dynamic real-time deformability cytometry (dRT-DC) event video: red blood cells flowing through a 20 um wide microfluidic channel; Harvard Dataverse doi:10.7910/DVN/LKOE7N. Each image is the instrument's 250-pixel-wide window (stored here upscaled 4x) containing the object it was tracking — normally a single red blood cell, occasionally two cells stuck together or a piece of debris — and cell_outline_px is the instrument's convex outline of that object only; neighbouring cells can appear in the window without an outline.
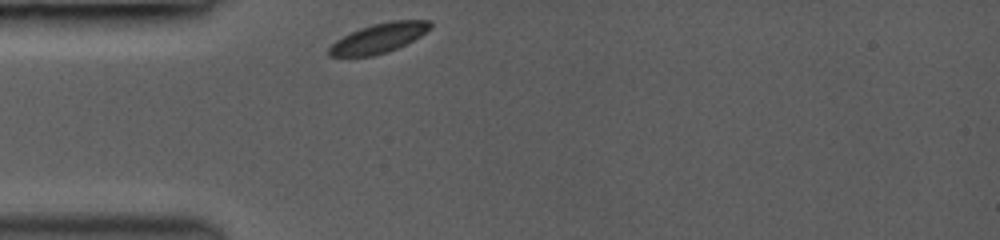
{"species": "common noctule bat (a hibernating species)", "species_latin": "Nyctalus noctula", "temperature_condition": "room temperature", "stored_images_in_passage": 1, "camera_frame_rate_fps": 3000, "um_per_image_px": 0.085, "animal": {"sex": "female", "body_mass_g": 19.0, "forearm_length_mm": 53.3}, "frame": {"image": 1, "passage_image": 1, "time_ms": 0.0, "image_size_px": [1000, 240], "cell_outline_px": [[432, 28], [420, 36], [388, 52], [372, 56], [328, 56], [328, 48], [336, 40], [360, 28], [372, 24], [392, 20], [432, 20]], "centroid_in_image_um": [32.22, 3.23], "position_along_channel_um": 52.8, "area_um2": 17.34}}